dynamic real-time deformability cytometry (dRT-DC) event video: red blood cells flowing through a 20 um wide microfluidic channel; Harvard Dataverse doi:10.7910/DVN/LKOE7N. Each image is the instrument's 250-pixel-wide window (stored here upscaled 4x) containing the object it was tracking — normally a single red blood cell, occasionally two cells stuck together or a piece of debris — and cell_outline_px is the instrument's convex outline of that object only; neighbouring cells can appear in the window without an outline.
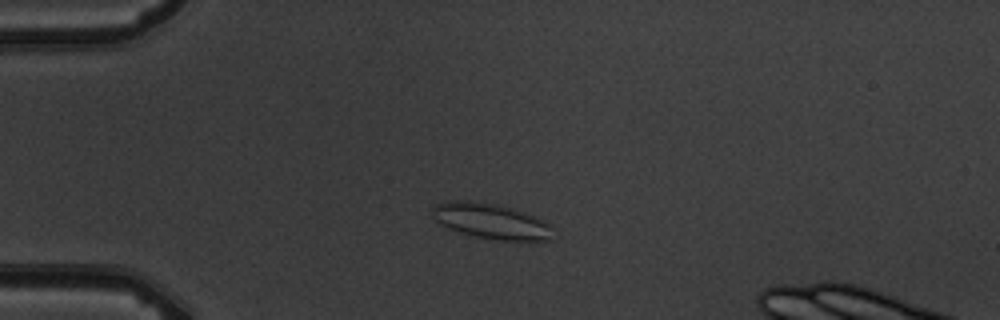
{"species": "common noctule bat (a hibernating species)", "species_latin": "Nyctalus noctula", "temperature_condition": "warm", "stored_images_in_passage": 2, "camera_frame_rate_fps": 3000, "um_per_image_px": 0.085, "animal": {"sex": "male", "body_mass_g": 19.5, "forearm_length_mm": 54.6}, "frame": {"image": 1, "passage_image": 1, "time_ms": 0.0, "image_size_px": [1000, 320], "cell_outline_px": [[552, 240], [500, 240], [476, 236], [460, 232], [448, 228], [440, 224], [432, 216], [432, 208], [436, 204], [448, 200], [472, 200], [492, 204], [508, 208], [536, 216], [544, 220], [548, 224]], "centroid_in_image_um": [41.67, 18.78], "position_along_channel_um": 43.3, "area_um2": 24.45}}